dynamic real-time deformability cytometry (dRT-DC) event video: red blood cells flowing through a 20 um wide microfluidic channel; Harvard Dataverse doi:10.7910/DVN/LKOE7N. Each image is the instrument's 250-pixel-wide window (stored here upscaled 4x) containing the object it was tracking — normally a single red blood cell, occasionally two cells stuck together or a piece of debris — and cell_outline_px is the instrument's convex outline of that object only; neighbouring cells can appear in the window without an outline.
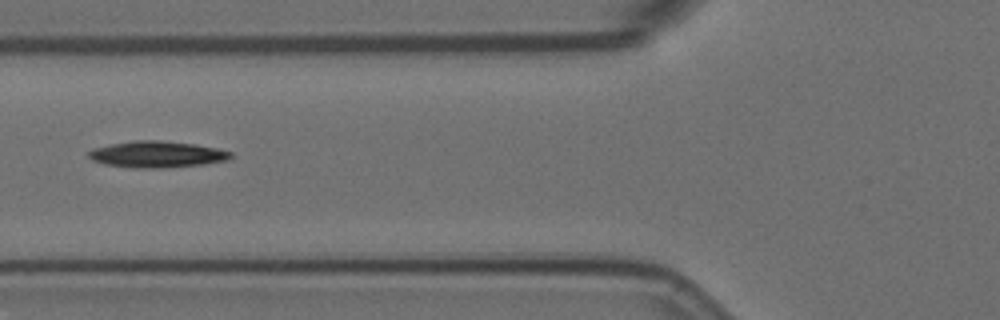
{"species": "Egyptian fruit bat (a non-hibernating species)", "species_latin": "Rousettus aegyptiacus", "temperature_condition": "room temperature", "stored_images_in_passage": 2, "camera_frame_rate_fps": 3000, "um_per_image_px": 0.085, "animal": {"sex": "female"}, "frame": {"image": 1, "passage_image": 2, "time_ms": 0.333, "image_size_px": [1000, 320], "cell_outline_px": [[236, 156], [228, 160], [204, 164], [160, 168], [132, 168], [104, 164], [92, 160], [88, 156], [88, 152], [92, 148], [112, 144], [136, 140], [160, 140], [192, 144], [216, 148], [232, 152]], "centroid_in_image_um": [13.35, 13.12], "position_along_channel_um": 112.5, "area_um2": 21.91}}